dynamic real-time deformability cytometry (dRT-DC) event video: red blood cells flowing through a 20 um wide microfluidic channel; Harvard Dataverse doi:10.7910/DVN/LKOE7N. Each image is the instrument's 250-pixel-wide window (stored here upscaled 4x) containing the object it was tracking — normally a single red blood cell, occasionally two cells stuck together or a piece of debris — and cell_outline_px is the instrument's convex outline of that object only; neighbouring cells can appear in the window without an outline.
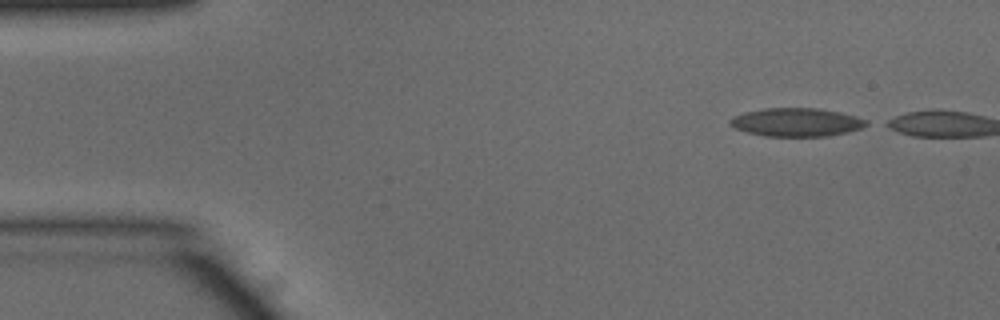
{"species": "common noctule bat (a hibernating species)", "species_latin": "Nyctalus noctula", "temperature_condition": "warm", "stored_images_in_passage": 3, "camera_frame_rate_fps": 3000, "um_per_image_px": 0.085, "animal": {"sex": "male", "body_mass_g": 15.6}, "frame": {"image": 1, "passage_image": 1, "time_ms": 0.0, "image_size_px": [1000, 320], "cell_outline_px": [[868, 124], [860, 128], [848, 132], [824, 136], [764, 136], [748, 132], [736, 128], [728, 124], [728, 120], [732, 116], [744, 112], [764, 108], [816, 108], [840, 112], [856, 116], [868, 120]], "centroid_in_image_um": [67.67, 10.38], "position_along_channel_um": 17.3, "area_um2": 22.54}}